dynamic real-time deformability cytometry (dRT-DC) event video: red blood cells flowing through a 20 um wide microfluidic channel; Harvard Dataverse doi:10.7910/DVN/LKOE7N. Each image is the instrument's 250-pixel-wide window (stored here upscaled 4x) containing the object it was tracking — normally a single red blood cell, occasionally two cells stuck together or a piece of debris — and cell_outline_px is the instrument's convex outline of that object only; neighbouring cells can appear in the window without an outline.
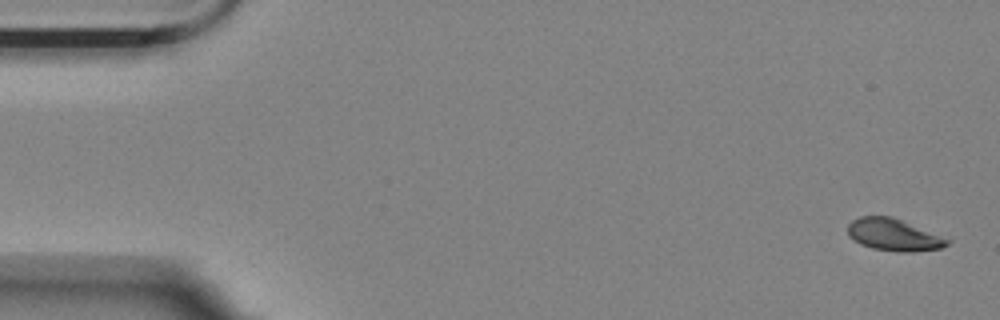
{"species": "Egyptian fruit bat (a non-hibernating species)", "species_latin": "Rousettus aegyptiacus", "temperature_condition": "room temperature", "stored_images_in_passage": 2, "camera_frame_rate_fps": 3000, "um_per_image_px": 0.085, "animal": {"sex": "female"}, "frame": {"image": 1, "passage_image": 1, "time_ms": 0.0, "image_size_px": [1000, 320], "cell_outline_px": [[952, 240], [948, 244], [940, 248], [912, 252], [896, 252], [872, 248], [860, 244], [848, 236], [848, 224], [852, 220], [860, 216], [892, 216], [952, 236]], "centroid_in_image_um": [76.09, 19.94], "position_along_channel_um": 8.9, "area_um2": 19.48}}